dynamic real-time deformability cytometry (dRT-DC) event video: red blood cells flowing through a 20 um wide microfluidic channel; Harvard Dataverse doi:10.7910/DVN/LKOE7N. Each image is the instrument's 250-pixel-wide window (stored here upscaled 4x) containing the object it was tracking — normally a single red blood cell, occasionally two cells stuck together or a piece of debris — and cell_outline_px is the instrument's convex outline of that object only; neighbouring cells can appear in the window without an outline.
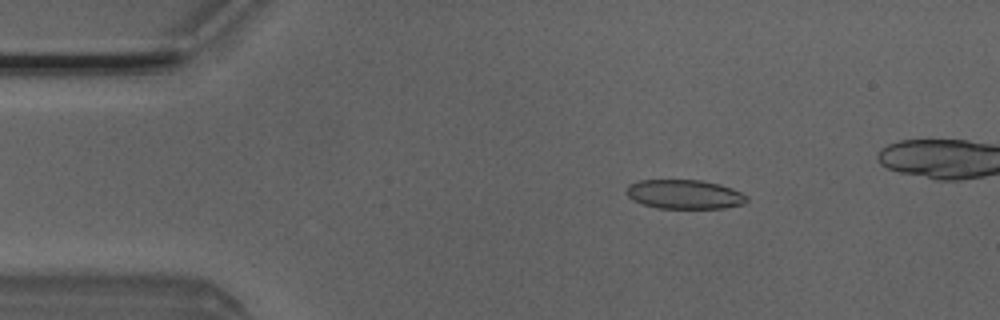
{"species": "Egyptian fruit bat (a non-hibernating species)", "species_latin": "Rousettus aegyptiacus", "temperature_condition": "room temperature", "stored_images_in_passage": 7, "camera_frame_rate_fps": 3000, "um_per_image_px": 0.085, "animal": {"sex": "male"}, "frame": {"image": 1, "passage_image": 2, "time_ms": 0.333, "image_size_px": [1000, 320], "cell_outline_px": [[748, 200], [744, 204], [724, 208], [660, 208], [640, 204], [632, 200], [628, 196], [628, 184], [640, 180], [700, 180], [720, 184], [732, 188], [748, 196]], "centroid_in_image_um": [58.2, 16.52], "position_along_channel_um": 26.8, "area_um2": 20.52}}
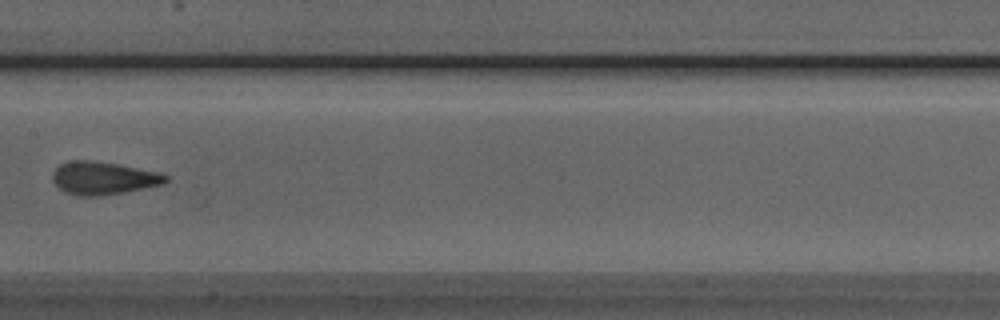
{"frame": {"image": 2, "passage_image": 7, "time_ms": 2.0, "image_size_px": [1000, 320], "cell_outline_px": [[168, 180], [164, 184], [124, 192], [100, 196], [76, 196], [64, 192], [52, 180], [52, 172], [60, 164], [68, 160], [88, 160], [116, 164], [160, 172], [168, 176]], "centroid_in_image_um": [8.76, 15.14], "position_along_channel_um": 198.6, "area_um2": 21.73}}